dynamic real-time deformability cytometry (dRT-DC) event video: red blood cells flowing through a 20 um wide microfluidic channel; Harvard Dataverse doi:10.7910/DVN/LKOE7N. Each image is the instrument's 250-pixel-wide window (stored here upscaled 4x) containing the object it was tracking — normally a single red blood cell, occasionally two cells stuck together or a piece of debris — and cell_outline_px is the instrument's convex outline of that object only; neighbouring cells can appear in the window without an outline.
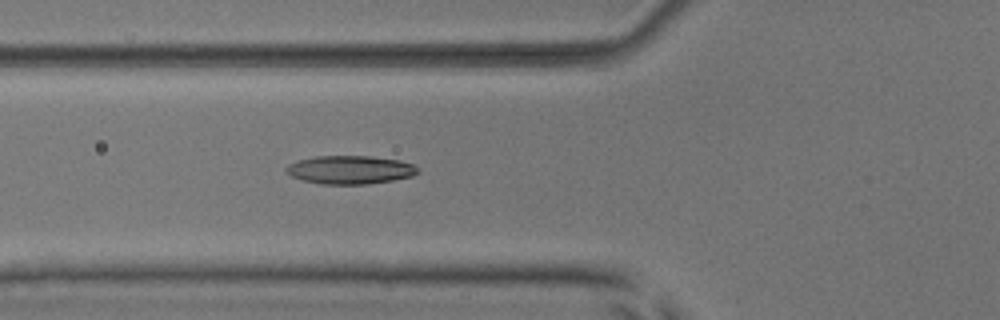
{"species": "common noctule bat (a hibernating species)", "species_latin": "Nyctalus noctula", "temperature_condition": "room temperature", "stored_images_in_passage": 5, "camera_frame_rate_fps": 3000, "um_per_image_px": 0.085, "animal": {"sex": "male", "body_mass_g": 17.9, "forearm_length_mm": 54.2}, "frame": {"image": 1, "passage_image": 5, "time_ms": 4.667, "image_size_px": [1000, 320], "cell_outline_px": [[420, 172], [412, 176], [392, 180], [368, 184], [320, 184], [300, 180], [292, 176], [284, 168], [288, 164], [300, 160], [316, 156], [372, 156], [400, 160], [412, 164], [420, 168]], "centroid_in_image_um": [29.78, 14.43], "position_along_channel_um": 96.0, "area_um2": 21.85}}